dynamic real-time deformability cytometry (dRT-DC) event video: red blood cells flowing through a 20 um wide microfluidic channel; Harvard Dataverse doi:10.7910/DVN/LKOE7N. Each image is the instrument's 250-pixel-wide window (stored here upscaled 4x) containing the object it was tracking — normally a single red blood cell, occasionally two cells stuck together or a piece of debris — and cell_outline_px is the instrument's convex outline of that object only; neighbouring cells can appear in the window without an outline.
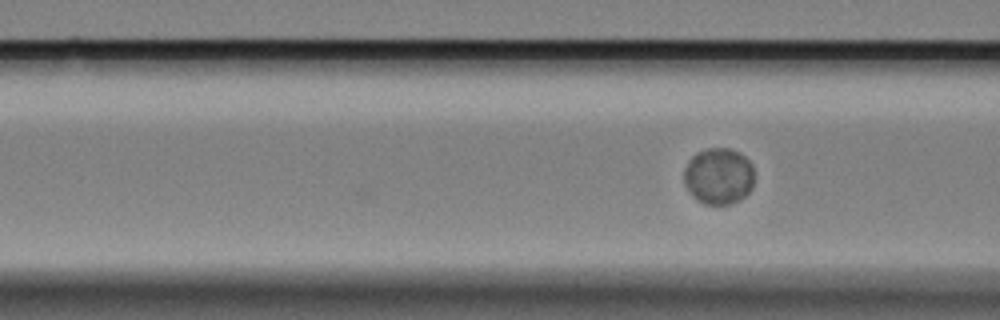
{"species": "Egyptian fruit bat (a non-hibernating species)", "species_latin": "Rousettus aegyptiacus", "temperature_condition": "cold", "stored_images_in_passage": 17, "camera_frame_rate_fps": 3000, "um_per_image_px": 0.085, "animal": {"sex": "female"}, "frame": {"image": 1, "passage_image": 7, "time_ms": 2.0, "image_size_px": [1000, 320], "cell_outline_px": [[752, 188], [740, 200], [728, 204], [704, 204], [696, 200], [688, 192], [684, 184], [684, 168], [688, 160], [696, 152], [708, 148], [728, 148], [740, 152], [752, 164]], "centroid_in_image_um": [61.04, 14.97], "position_along_channel_um": 105.6, "area_um2": 23.29}}
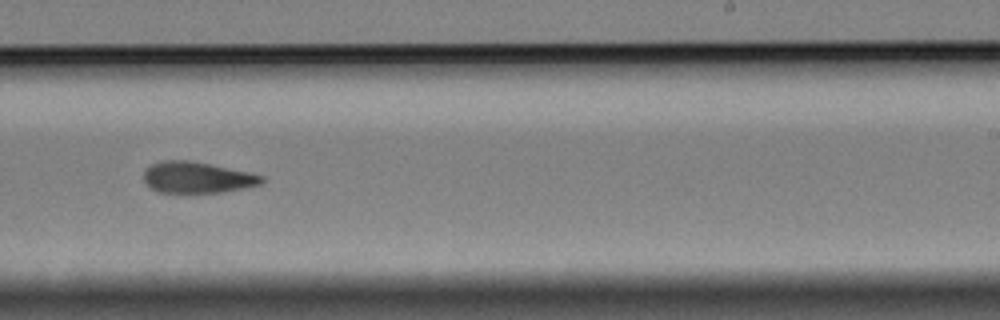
{"frame": {"image": 2, "passage_image": 12, "time_ms": 3.667, "image_size_px": [1000, 320], "cell_outline_px": [[264, 180], [260, 184], [244, 188], [224, 192], [156, 192], [144, 180], [144, 168], [152, 164], [164, 160], [192, 160], [248, 172], [264, 176]], "centroid_in_image_um": [16.75, 15.07], "position_along_channel_um": 272.3, "area_um2": 21.39}}
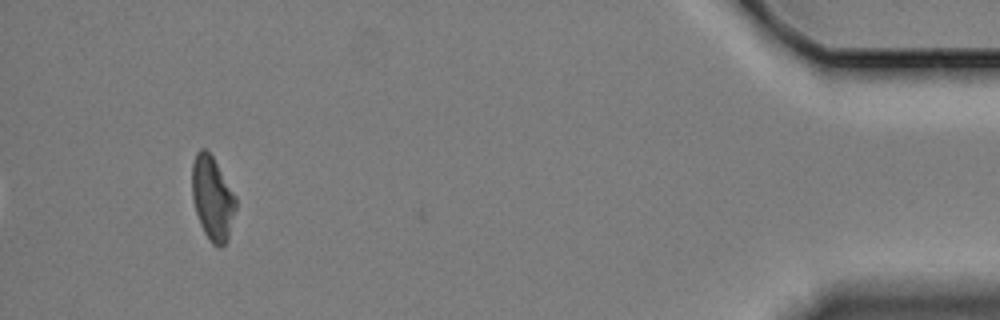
{"frame": {"image": 3, "passage_image": 17, "time_ms": 5.333, "image_size_px": [1000, 320], "cell_outline_px": [[236, 208], [228, 240], [220, 248], [216, 248], [208, 240], [200, 224], [192, 200], [192, 164], [196, 152], [200, 148], [204, 148], [212, 156], [236, 196]], "centroid_in_image_um": [18.05, 16.89], "position_along_channel_um": 417.1, "area_um2": 21.5}}